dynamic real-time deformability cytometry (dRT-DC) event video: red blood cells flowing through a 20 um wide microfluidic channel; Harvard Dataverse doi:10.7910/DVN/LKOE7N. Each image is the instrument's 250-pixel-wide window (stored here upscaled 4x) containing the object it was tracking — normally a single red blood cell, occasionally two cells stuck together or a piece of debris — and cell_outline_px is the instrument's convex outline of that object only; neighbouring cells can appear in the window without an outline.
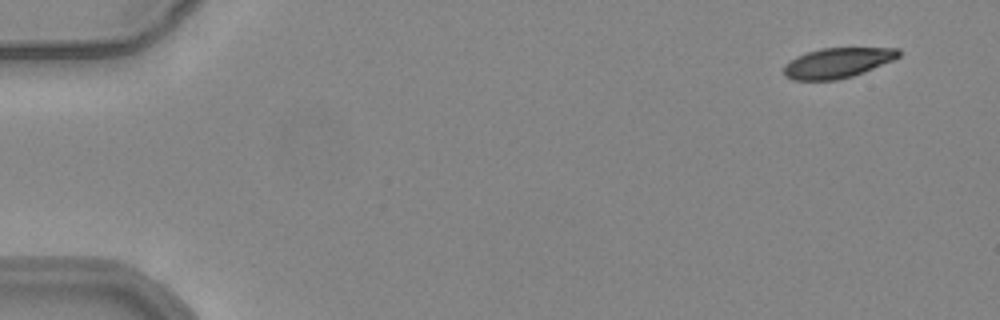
{"species": "common noctule bat (a hibernating species)", "species_latin": "Nyctalus noctula", "temperature_condition": "warm", "stored_images_in_passage": 51, "camera_frame_rate_fps": 3000, "um_per_image_px": 0.085, "animal": {"sex": "female", "body_mass_g": 24.6, "forearm_length_mm": 56.2}, "frame": {"image": 1, "passage_image": 1, "time_ms": 0.0, "image_size_px": [1000, 320], "cell_outline_px": [[900, 56], [892, 60], [864, 72], [852, 76], [836, 80], [792, 80], [784, 76], [784, 64], [796, 56], [820, 48], [900, 48]], "centroid_in_image_um": [71.15, 5.34], "position_along_channel_um": 13.8, "area_um2": 20.11}}
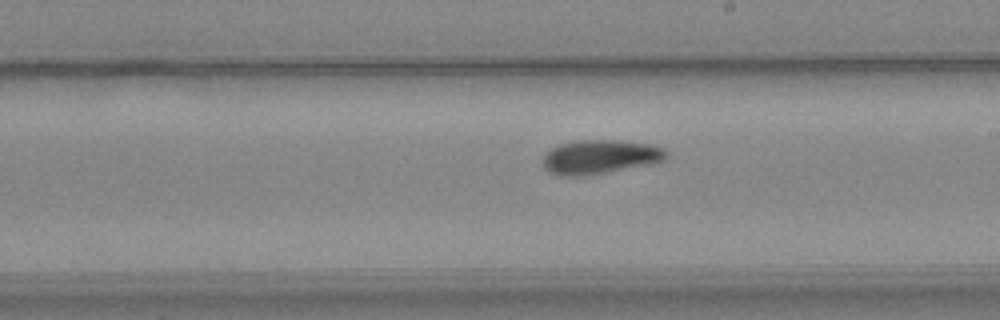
{"frame": {"image": 2, "passage_image": 29, "time_ms": 9.333, "image_size_px": [1000, 320], "cell_outline_px": [[668, 156], [664, 160], [652, 164], [584, 176], [560, 176], [548, 172], [544, 168], [544, 156], [552, 148], [560, 144], [580, 140], [616, 140], [648, 144], [664, 148], [668, 152]], "centroid_in_image_um": [51.02, 13.34], "position_along_channel_um": 238.0, "area_um2": 24.45}}
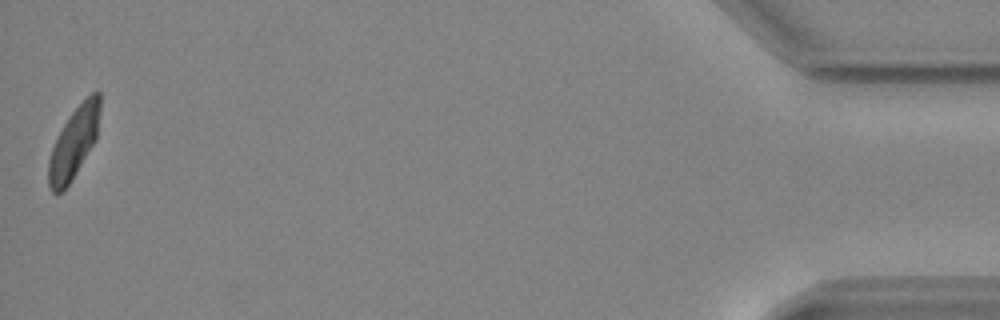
{"frame": {"image": 3, "passage_image": 51, "time_ms": 16.667, "image_size_px": [1000, 320], "cell_outline_px": [[100, 108], [96, 140], [68, 184], [56, 196], [52, 192], [48, 184], [48, 160], [52, 148], [64, 124], [72, 112], [92, 92], [100, 92]], "centroid_in_image_um": [6.27, 12.15], "position_along_channel_um": 428.9, "area_um2": 20.75}, "authors_computed_cell_mechanics": {"area_um2": 23.0044, "velocity_mm_per_s": 3.8561, "shape_relaxation_time_tau1_ms": 5.0014, "shape_relaxation_time_tau2_ms": 5.0943, "deformation_change_tau1": 0.1547, "deformation_change_tau2": 0.1147}}